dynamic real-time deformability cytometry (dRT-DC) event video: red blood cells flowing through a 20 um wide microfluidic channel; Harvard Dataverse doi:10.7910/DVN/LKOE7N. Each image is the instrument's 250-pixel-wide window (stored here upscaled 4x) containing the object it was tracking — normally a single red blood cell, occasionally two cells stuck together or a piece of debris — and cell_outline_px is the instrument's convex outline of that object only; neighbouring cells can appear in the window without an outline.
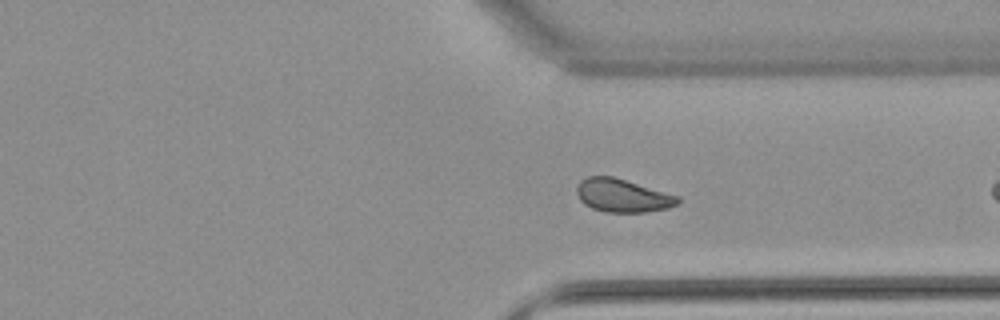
{"species": "common noctule bat (a hibernating species)", "species_latin": "Nyctalus noctula", "temperature_condition": "warm", "stored_images_in_passage": 28, "camera_frame_rate_fps": 3000, "um_per_image_px": 0.085, "animal": {"sex": "female", "body_mass_g": 22.7, "forearm_length_mm": 54.2}, "frame": {"image": 1, "passage_image": 24, "time_ms": 7.667, "image_size_px": [1000, 320], "cell_outline_px": [[680, 204], [668, 208], [644, 212], [604, 212], [592, 208], [584, 204], [580, 200], [576, 192], [576, 188], [580, 180], [588, 176], [612, 176], [680, 196]], "centroid_in_image_um": [52.92, 16.62], "position_along_channel_um": 358.5, "area_um2": 19.65}, "authors_computed_cell_mechanics": {"area_um2": 19.652, "velocity_mm_per_s": 3.8202, "shape_relaxation_time_tau1_ms": 8.9829, "shape_relaxation_time_tau2_ms": null, "deformation_change_tau1": 0.1541, "deformation_change_tau2": null}}